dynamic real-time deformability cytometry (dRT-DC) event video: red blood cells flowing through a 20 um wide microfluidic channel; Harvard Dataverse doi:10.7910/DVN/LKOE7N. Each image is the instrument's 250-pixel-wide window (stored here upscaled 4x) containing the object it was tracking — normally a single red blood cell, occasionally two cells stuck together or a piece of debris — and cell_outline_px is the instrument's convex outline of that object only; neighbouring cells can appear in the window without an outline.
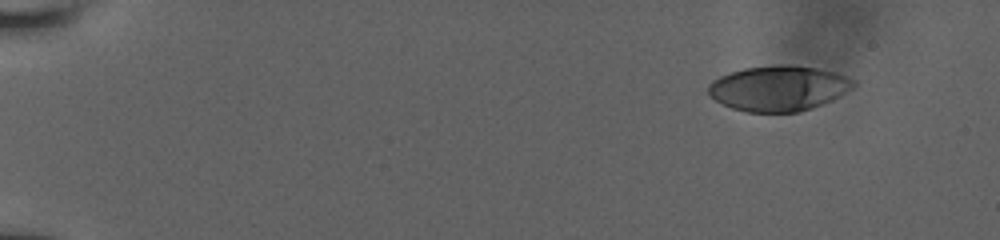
{"species": "human", "species_latin": "Homo sapiens", "temperature_condition": "room temperature", "stored_images_in_passage": 44, "camera_frame_rate_fps": 3000, "um_per_image_px": 0.085, "donor": {"sex": "male"}, "frame": {"image": 1, "passage_image": 1, "time_ms": 0.0, "image_size_px": [1000, 240], "cell_outline_px": [[856, 84], [852, 88], [832, 100], [796, 112], [744, 112], [732, 108], [716, 100], [708, 92], [708, 84], [712, 80], [720, 76], [744, 68], [784, 64], [816, 68], [848, 76], [856, 80]], "centroid_in_image_um": [66.17, 7.5], "position_along_channel_um": 18.8, "area_um2": 37.97}}
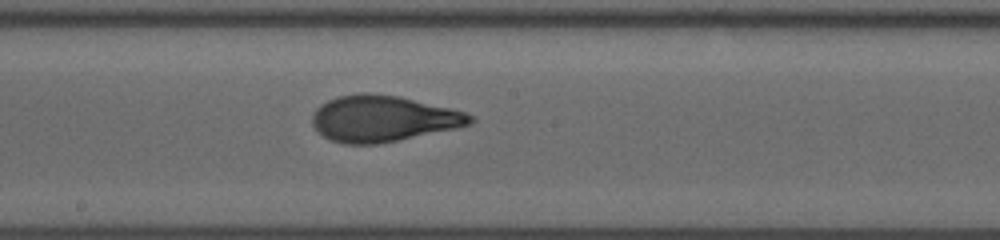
{"frame": {"image": 2, "passage_image": 24, "time_ms": 8.667, "image_size_px": [1000, 240], "cell_outline_px": [[472, 120], [468, 124], [456, 128], [376, 144], [344, 144], [332, 140], [324, 136], [312, 124], [312, 112], [320, 104], [328, 100], [340, 96], [360, 92], [372, 92], [400, 96], [464, 112], [472, 116]], "centroid_in_image_um": [32.48, 10.06], "position_along_channel_um": 215.7, "area_um2": 42.02}}
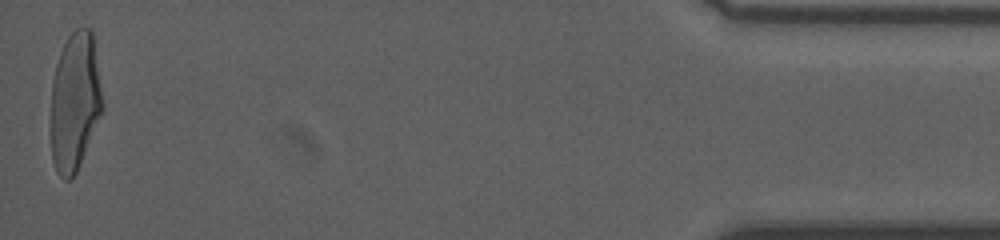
{"frame": {"image": 3, "passage_image": 44, "time_ms": 16.0, "image_size_px": [1000, 240], "cell_outline_px": [[104, 108], [76, 172], [68, 180], [64, 180], [56, 172], [52, 160], [52, 80], [56, 64], [60, 52], [68, 36], [76, 28], [92, 28], [104, 104]], "centroid_in_image_um": [6.38, 8.61], "position_along_channel_um": 428.8, "area_um2": 41.56}}